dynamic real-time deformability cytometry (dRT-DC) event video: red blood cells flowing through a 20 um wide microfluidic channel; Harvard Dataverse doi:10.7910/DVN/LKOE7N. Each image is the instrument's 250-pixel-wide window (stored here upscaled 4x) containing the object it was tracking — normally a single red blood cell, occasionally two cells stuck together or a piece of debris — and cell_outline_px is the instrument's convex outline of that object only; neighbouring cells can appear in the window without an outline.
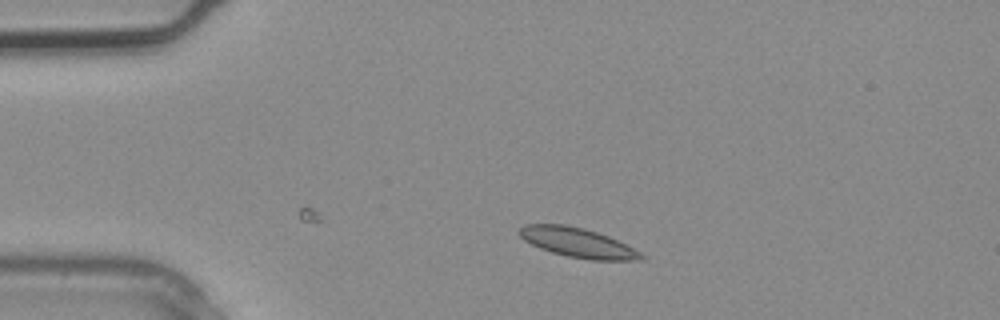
{"species": "common noctule bat (a hibernating species)", "species_latin": "Nyctalus noctula", "temperature_condition": "warm", "stored_images_in_passage": 2, "camera_frame_rate_fps": 3000, "um_per_image_px": 0.085, "animal": {"sex": "male", "body_mass_g": 20.4}, "frame": {"image": 1, "passage_image": 2, "time_ms": 0.333, "image_size_px": [1000, 320], "cell_outline_px": [[648, 256], [644, 260], [592, 260], [568, 256], [552, 252], [540, 248], [524, 240], [516, 232], [524, 224], [564, 224], [584, 228], [608, 236]], "centroid_in_image_um": [49.09, 20.62], "position_along_channel_um": 35.9, "area_um2": 20.87}}